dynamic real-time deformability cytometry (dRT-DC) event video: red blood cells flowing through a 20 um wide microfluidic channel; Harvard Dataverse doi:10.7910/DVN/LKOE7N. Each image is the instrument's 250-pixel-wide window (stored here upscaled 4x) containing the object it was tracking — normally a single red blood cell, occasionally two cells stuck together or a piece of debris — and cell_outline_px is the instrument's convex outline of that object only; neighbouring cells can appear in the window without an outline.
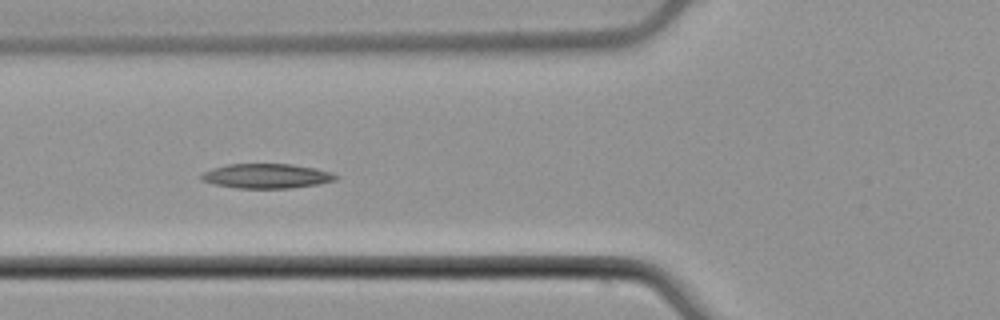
{"species": "common noctule bat (a hibernating species)", "species_latin": "Nyctalus noctula", "temperature_condition": "cold", "stored_images_in_passage": 53, "camera_frame_rate_fps": 3000, "um_per_image_px": 0.085, "animal": {"sex": "male", "body_mass_g": 21.5, "forearm_length_mm": 52.0}, "frame": {"image": 1, "passage_image": 20, "time_ms": 6.333, "image_size_px": [1000, 320], "cell_outline_px": [[336, 180], [320, 184], [292, 188], [236, 188], [216, 184], [200, 180], [200, 176], [204, 172], [212, 168], [228, 164], [292, 164], [316, 168], [328, 172], [336, 176]], "centroid_in_image_um": [22.64, 14.96], "position_along_channel_um": 103.2, "area_um2": 19.19}}
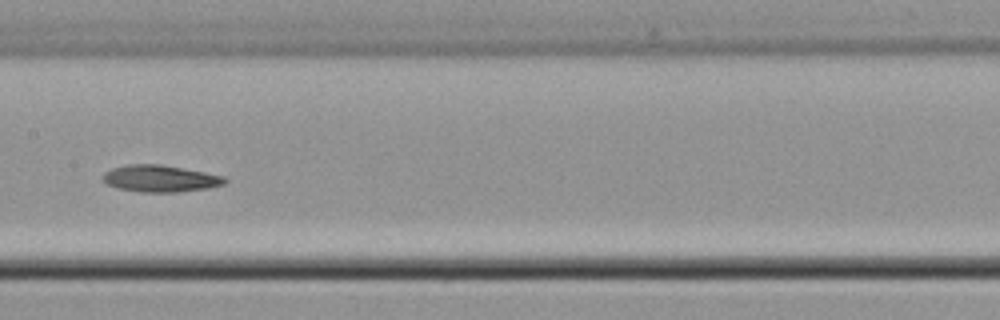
{"frame": {"image": 2, "passage_image": 27, "time_ms": 8.667, "image_size_px": [1000, 320], "cell_outline_px": [[228, 180], [224, 184], [208, 188], [180, 192], [140, 192], [120, 188], [108, 184], [104, 180], [104, 172], [112, 168], [128, 164], [160, 164], [204, 172], [224, 176]], "centroid_in_image_um": [13.65, 15.17], "position_along_channel_um": 193.8, "area_um2": 18.9}}
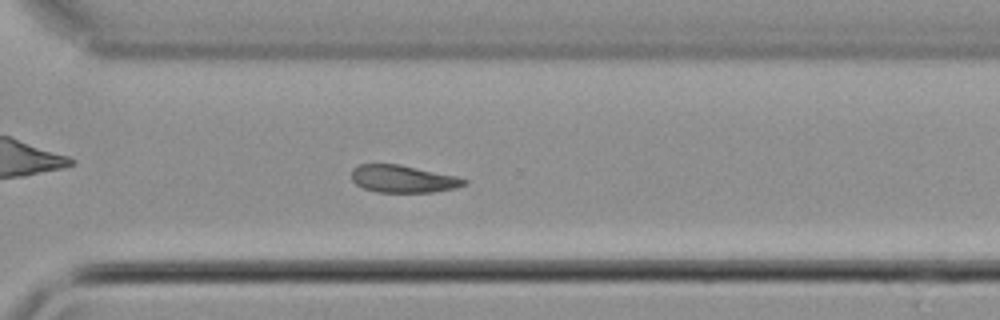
{"frame": {"image": 3, "passage_image": 38, "time_ms": 12.333, "image_size_px": [1000, 320], "cell_outline_px": [[468, 184], [456, 188], [432, 192], [376, 192], [364, 188], [356, 184], [352, 180], [352, 168], [360, 164], [400, 164], [456, 176], [468, 180]], "centroid_in_image_um": [34.27, 15.2], "position_along_channel_um": 336.3, "area_um2": 18.03}, "authors_computed_cell_mechanics": {"area_um2": 18.8428, "velocity_mm_per_s": 3.8878, "shape_relaxation_time_tau1_ms": 6.4502, "shape_relaxation_time_tau2_ms": null, "deformation_change_tau1": 0.127, "deformation_change_tau2": null}}